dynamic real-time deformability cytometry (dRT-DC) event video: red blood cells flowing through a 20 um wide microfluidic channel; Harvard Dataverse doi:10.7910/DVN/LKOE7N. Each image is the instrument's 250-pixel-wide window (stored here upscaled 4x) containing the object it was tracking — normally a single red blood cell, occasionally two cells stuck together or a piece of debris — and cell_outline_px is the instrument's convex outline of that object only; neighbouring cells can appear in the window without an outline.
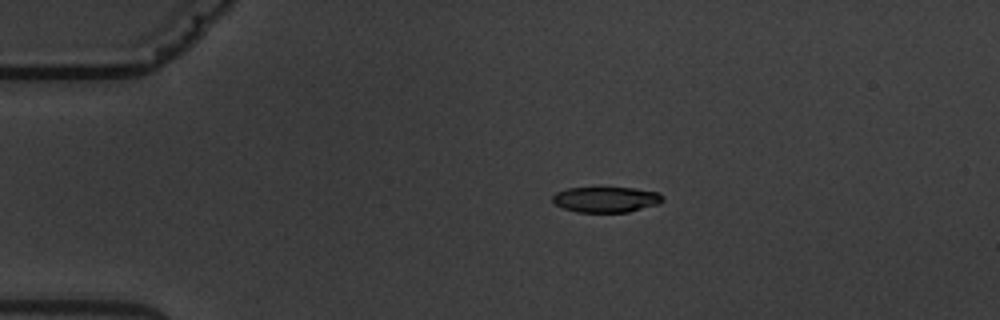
{"species": "common noctule bat (a hibernating species)", "species_latin": "Nyctalus noctula", "temperature_condition": "warm", "stored_images_in_passage": 7, "camera_frame_rate_fps": 3000, "um_per_image_px": 0.085, "animal": {"sex": "male", "body_mass_g": 19.5, "forearm_length_mm": 54.6}, "frame": {"image": 1, "passage_image": 4, "time_ms": 3.333, "image_size_px": [1000, 320], "cell_outline_px": [[664, 200], [660, 204], [628, 212], [576, 212], [564, 208], [556, 204], [552, 200], [552, 196], [556, 192], [568, 188], [632, 188], [660, 192], [664, 196]], "centroid_in_image_um": [51.56, 16.96], "position_along_channel_um": 33.4, "area_um2": 16.47}}
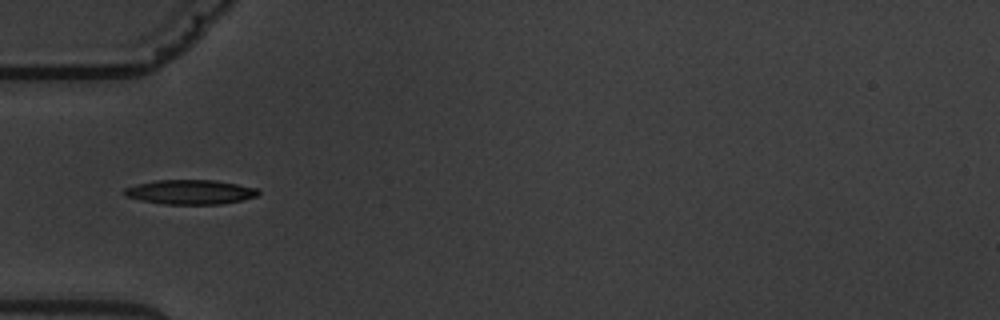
{"frame": {"image": 2, "passage_image": 6, "time_ms": 5.667, "image_size_px": [1000, 320], "cell_outline_px": [[260, 192], [256, 196], [240, 200], [220, 204], [164, 204], [140, 200], [124, 196], [124, 188], [136, 184], [156, 180], [216, 180], [256, 188]], "centroid_in_image_um": [16.12, 16.32], "position_along_channel_um": 68.9, "area_um2": 19.02}}